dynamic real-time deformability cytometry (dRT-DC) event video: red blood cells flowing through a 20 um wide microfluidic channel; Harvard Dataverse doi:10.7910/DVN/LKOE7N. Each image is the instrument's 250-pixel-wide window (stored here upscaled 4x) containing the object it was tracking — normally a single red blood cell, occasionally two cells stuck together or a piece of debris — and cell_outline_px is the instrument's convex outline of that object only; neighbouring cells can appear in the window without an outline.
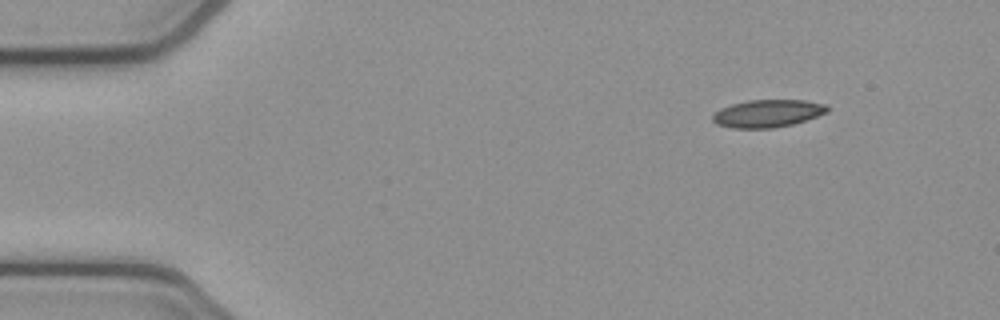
{"species": "common noctule bat (a hibernating species)", "species_latin": "Nyctalus noctula", "temperature_condition": "cold", "stored_images_in_passage": 5, "camera_frame_rate_fps": 3000, "um_per_image_px": 0.085, "animal": {"sex": "female", "body_mass_g": 21.9}, "frame": {"image": 1, "passage_image": 1, "time_ms": 0.0, "image_size_px": [1000, 320], "cell_outline_px": [[828, 112], [792, 124], [772, 128], [732, 128], [716, 124], [712, 120], [712, 112], [720, 108], [732, 104], [748, 100], [804, 100], [828, 104]], "centroid_in_image_um": [65.21, 9.63], "position_along_channel_um": 19.8, "area_um2": 18.5}}
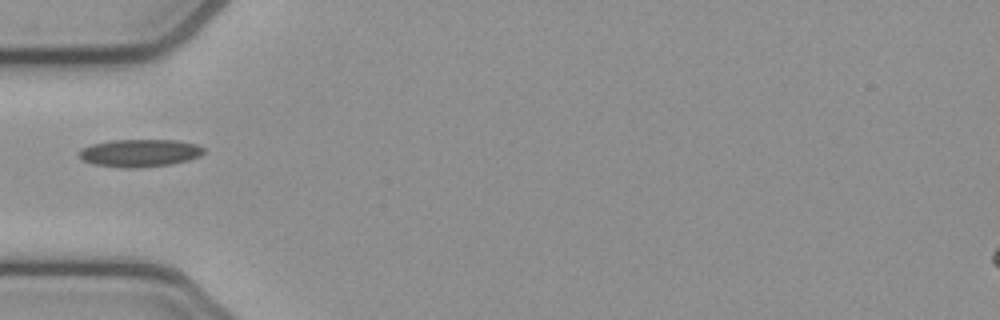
{"frame": {"image": 2, "passage_image": 4, "time_ms": 1.0, "image_size_px": [1000, 320], "cell_outline_px": [[204, 152], [200, 156], [188, 160], [172, 164], [140, 168], [120, 168], [92, 164], [84, 160], [76, 152], [80, 148], [92, 144], [112, 140], [176, 140], [196, 144], [204, 148]], "centroid_in_image_um": [11.85, 13.01], "position_along_channel_um": 73.1, "area_um2": 20.29}}
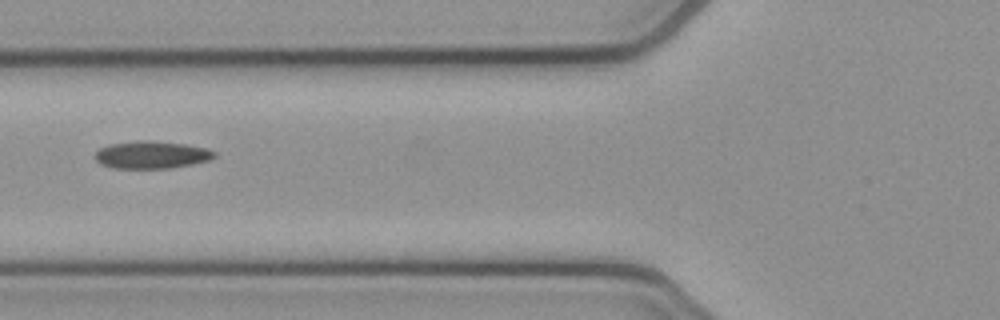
{"frame": {"image": 3, "passage_image": 5, "time_ms": 1.333, "image_size_px": [1000, 320], "cell_outline_px": [[216, 156], [208, 160], [192, 164], [172, 168], [112, 168], [100, 164], [96, 160], [96, 152], [100, 148], [108, 144], [136, 140], [148, 140], [188, 144], [208, 148], [216, 152]], "centroid_in_image_um": [12.89, 13.15], "position_along_channel_um": 112.9, "area_um2": 19.31}}